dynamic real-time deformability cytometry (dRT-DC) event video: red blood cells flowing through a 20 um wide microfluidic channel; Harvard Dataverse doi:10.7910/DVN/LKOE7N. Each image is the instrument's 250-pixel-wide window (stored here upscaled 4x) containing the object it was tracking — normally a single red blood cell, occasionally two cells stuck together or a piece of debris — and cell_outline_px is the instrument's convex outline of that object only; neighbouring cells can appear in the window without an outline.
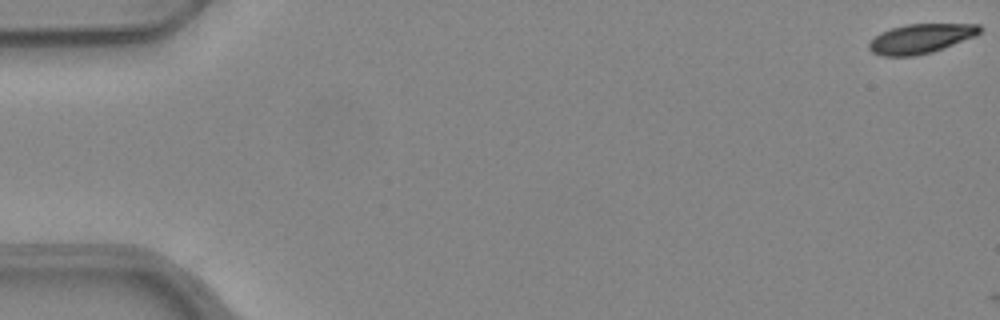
{"species": "common noctule bat (a hibernating species)", "species_latin": "Nyctalus noctula", "temperature_condition": "warm", "stored_images_in_passage": 2, "camera_frame_rate_fps": 3000, "um_per_image_px": 0.085, "animal": {"sex": "female", "body_mass_g": 24.6, "forearm_length_mm": 56.2}, "frame": {"image": 1, "passage_image": 1, "time_ms": 0.0, "image_size_px": [1000, 320], "cell_outline_px": [[984, 28], [980, 32], [972, 36], [944, 48], [932, 52], [916, 56], [880, 56], [872, 52], [868, 48], [868, 44], [880, 32], [892, 28], [908, 24], [980, 24]], "centroid_in_image_um": [78.24, 3.29], "position_along_channel_um": 6.8, "area_um2": 18.9}}